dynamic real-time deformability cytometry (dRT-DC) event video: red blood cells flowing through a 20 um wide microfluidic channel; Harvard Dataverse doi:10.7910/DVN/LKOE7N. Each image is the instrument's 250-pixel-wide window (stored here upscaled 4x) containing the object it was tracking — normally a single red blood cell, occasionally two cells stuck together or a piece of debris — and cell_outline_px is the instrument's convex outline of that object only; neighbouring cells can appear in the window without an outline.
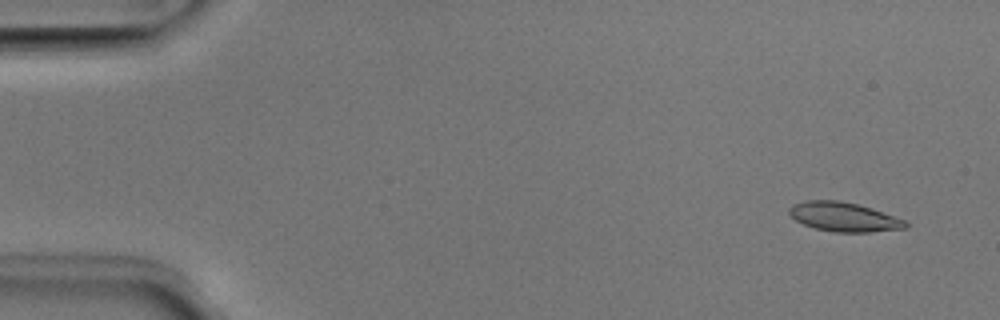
{"species": "Egyptian fruit bat (a non-hibernating species)", "species_latin": "Rousettus aegyptiacus", "temperature_condition": "room temperature", "stored_images_in_passage": 50, "camera_frame_rate_fps": 3000, "um_per_image_px": 0.085, "animal": {"sex": "male"}, "frame": {"image": 1, "passage_image": 3, "time_ms": 0.667, "image_size_px": [1000, 320], "cell_outline_px": [[908, 228], [868, 232], [836, 232], [816, 228], [804, 224], [796, 220], [788, 212], [788, 208], [792, 204], [808, 200], [836, 200], [856, 204], [872, 208], [904, 220], [908, 224]], "centroid_in_image_um": [71.72, 18.43], "position_along_channel_um": 13.3, "area_um2": 19.59}}
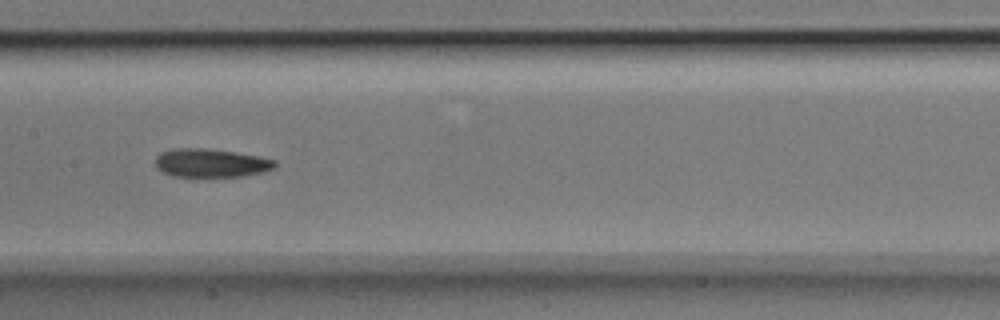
{"frame": {"image": 2, "passage_image": 25, "time_ms": 8.0, "image_size_px": [1000, 320], "cell_outline_px": [[276, 164], [272, 168], [264, 172], [240, 176], [172, 176], [156, 168], [156, 156], [160, 152], [172, 148], [204, 148], [232, 152], [256, 156], [276, 160]], "centroid_in_image_um": [17.88, 13.85], "position_along_channel_um": 189.5, "area_um2": 19.59}}
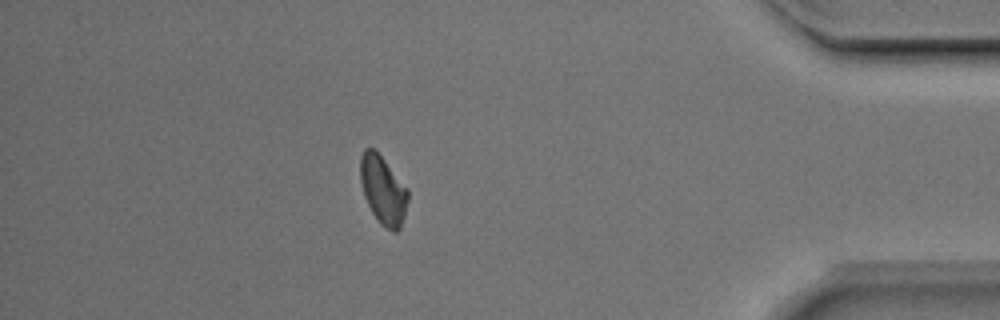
{"frame": {"image": 3, "passage_image": 44, "time_ms": 14.333, "image_size_px": [1000, 320], "cell_outline_px": [[408, 200], [404, 216], [400, 228], [396, 232], [392, 232], [380, 224], [372, 212], [364, 196], [360, 180], [360, 156], [364, 148], [376, 148], [408, 188]], "centroid_in_image_um": [32.56, 16.12], "position_along_channel_um": 402.6, "area_um2": 19.31}, "authors_computed_cell_mechanics": {"area_um2": 19.5942, "velocity_mm_per_s": 4.0171, "shape_relaxation_time_tau1_ms": 4.4433, "shape_relaxation_time_tau2_ms": 5.3849, "deformation_change_tau1": 0.0952, "deformation_change_tau2": 0.1108}}